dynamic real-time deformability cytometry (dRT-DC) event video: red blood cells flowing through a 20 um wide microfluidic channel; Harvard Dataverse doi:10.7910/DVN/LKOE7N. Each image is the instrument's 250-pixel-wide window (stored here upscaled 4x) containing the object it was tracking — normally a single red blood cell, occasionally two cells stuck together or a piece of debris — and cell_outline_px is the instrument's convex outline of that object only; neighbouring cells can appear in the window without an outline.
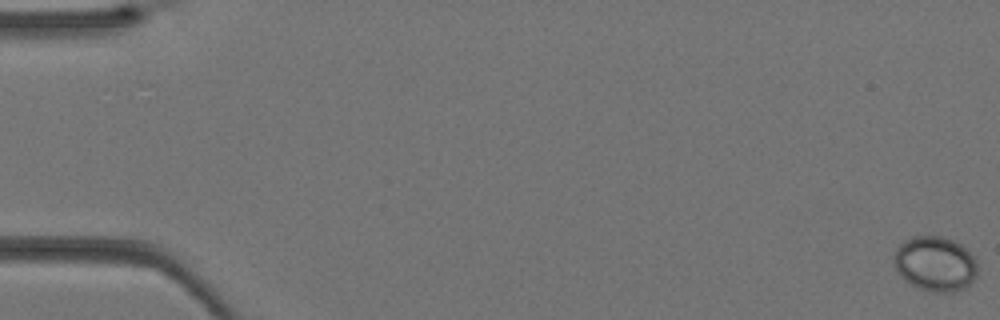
{"species": "Egyptian fruit bat (a non-hibernating species)", "species_latin": "Rousettus aegyptiacus", "temperature_condition": "warm", "stored_images_in_passage": 42, "camera_frame_rate_fps": 3000, "um_per_image_px": 0.085, "animal": {"sex": "female"}, "frame": {"image": 1, "passage_image": 1, "time_ms": 0.0, "image_size_px": [1000, 320], "cell_outline_px": [[976, 276], [964, 288], [956, 292], [932, 292], [916, 288], [904, 280], [896, 272], [892, 260], [892, 256], [896, 248], [904, 240], [912, 236], [940, 236], [956, 240], [976, 260]], "centroid_in_image_um": [79.42, 22.42], "position_along_channel_um": 5.6, "area_um2": 27.11}}
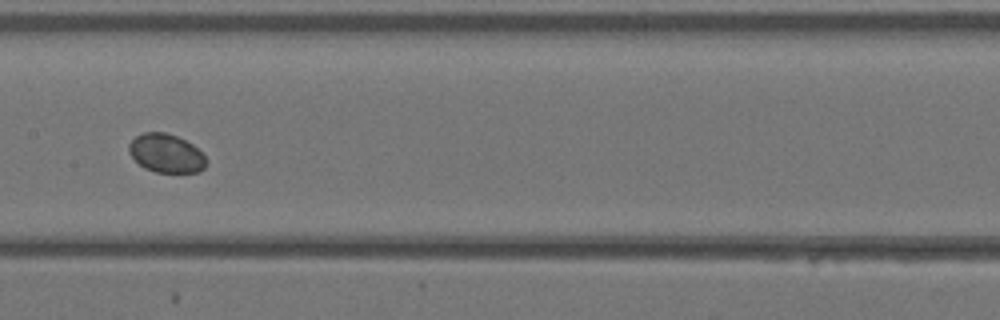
{"frame": {"image": 2, "passage_image": 22, "time_ms": 7.0, "image_size_px": [1000, 320], "cell_outline_px": [[204, 168], [200, 172], [156, 172], [144, 168], [128, 152], [128, 144], [136, 136], [144, 132], [164, 132], [176, 136], [192, 144], [204, 156]], "centroid_in_image_um": [14.08, 13.03], "position_along_channel_um": 193.3, "area_um2": 17.11}}
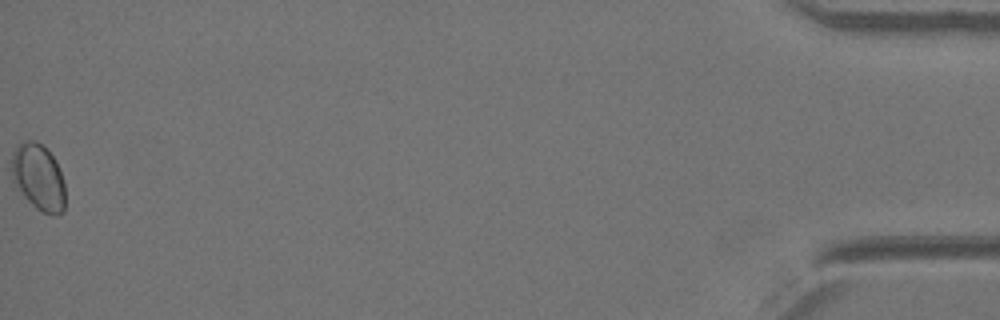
{"frame": {"image": 3, "passage_image": 42, "time_ms": 13.667, "image_size_px": [1000, 320], "cell_outline_px": [[64, 212], [56, 216], [52, 216], [36, 208], [24, 196], [12, 180], [12, 152], [24, 140], [36, 140], [56, 160], [64, 184]], "centroid_in_image_um": [3.27, 15.08], "position_along_channel_um": 431.9, "area_um2": 20.52}}